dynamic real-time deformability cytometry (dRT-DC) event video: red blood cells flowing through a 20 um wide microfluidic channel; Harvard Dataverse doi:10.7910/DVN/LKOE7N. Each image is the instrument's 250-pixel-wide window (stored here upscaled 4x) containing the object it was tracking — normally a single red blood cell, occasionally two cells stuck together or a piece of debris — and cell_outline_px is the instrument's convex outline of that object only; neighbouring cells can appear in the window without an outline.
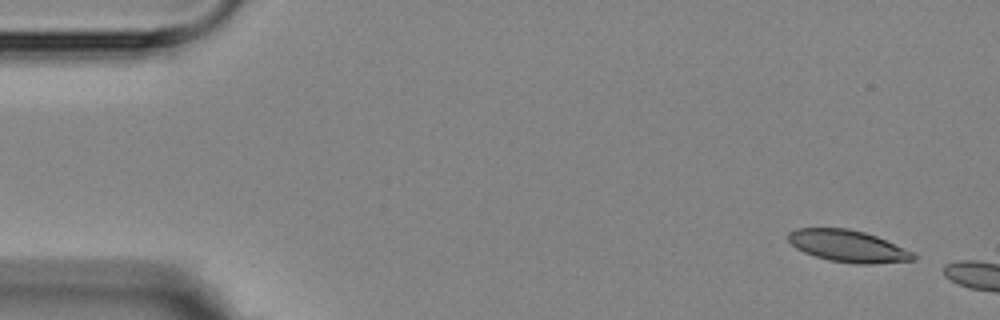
{"species": "Egyptian fruit bat (a non-hibernating species)", "species_latin": "Rousettus aegyptiacus", "temperature_condition": "room temperature", "stored_images_in_passage": 2, "camera_frame_rate_fps": 3000, "um_per_image_px": 0.085, "animal": {"sex": "female"}, "frame": {"image": 1, "passage_image": 1, "time_ms": 0.0, "image_size_px": [1000, 320], "cell_outline_px": [[916, 260], [872, 264], [856, 264], [828, 260], [804, 252], [796, 248], [788, 240], [788, 232], [796, 228], [848, 228], [864, 232], [876, 236], [912, 252], [916, 256]], "centroid_in_image_um": [72.06, 20.92], "position_along_channel_um": 12.9, "area_um2": 23.12}}